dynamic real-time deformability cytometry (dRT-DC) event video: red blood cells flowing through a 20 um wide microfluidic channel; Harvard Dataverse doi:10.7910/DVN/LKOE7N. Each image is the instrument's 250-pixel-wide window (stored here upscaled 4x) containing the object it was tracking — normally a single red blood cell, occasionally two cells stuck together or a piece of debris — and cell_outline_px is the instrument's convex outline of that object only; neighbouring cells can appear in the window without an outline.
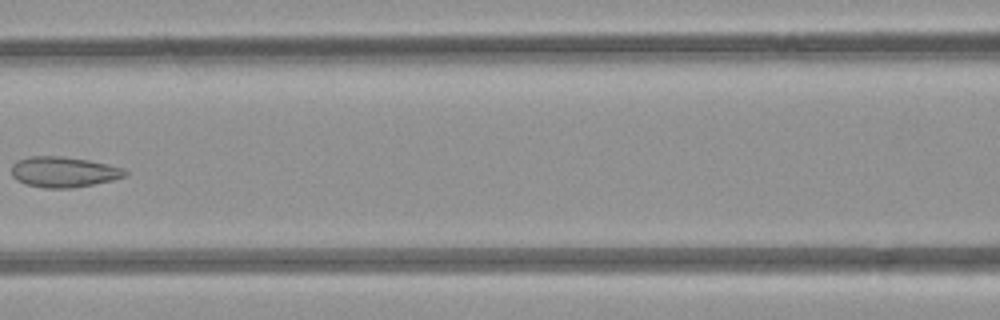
{"species": "common noctule bat (a hibernating species)", "species_latin": "Nyctalus noctula", "temperature_condition": "room temperature", "stored_images_in_passage": 7, "camera_frame_rate_fps": 3000, "um_per_image_px": 0.085, "animal": {"sex": "female", "body_mass_g": 21.9}, "frame": {"image": 1, "passage_image": 7, "time_ms": 6.667, "image_size_px": [1000, 320], "cell_outline_px": [[128, 172], [124, 176], [112, 180], [72, 188], [44, 188], [24, 184], [16, 180], [12, 176], [12, 164], [16, 160], [28, 156], [64, 156], [88, 160], [108, 164], [124, 168]], "centroid_in_image_um": [5.37, 14.61], "position_along_channel_um": 161.2, "area_um2": 20.35}}